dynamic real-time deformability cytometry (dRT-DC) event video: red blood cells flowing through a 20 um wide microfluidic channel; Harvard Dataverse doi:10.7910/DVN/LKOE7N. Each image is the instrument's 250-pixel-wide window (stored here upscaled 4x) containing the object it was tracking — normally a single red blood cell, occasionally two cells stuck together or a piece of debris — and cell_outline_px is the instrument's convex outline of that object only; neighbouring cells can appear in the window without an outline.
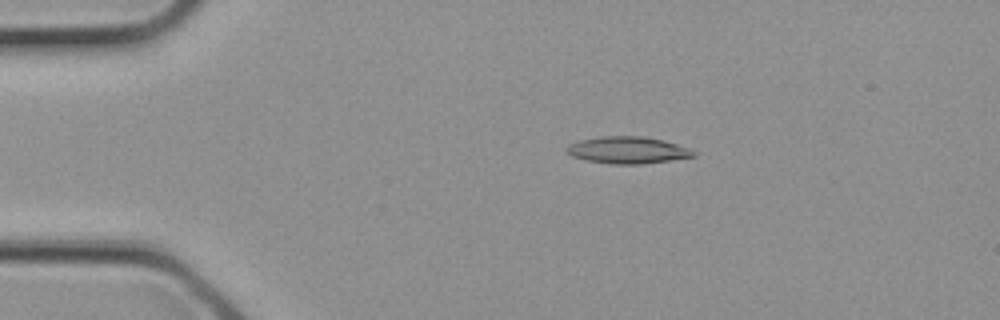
{"species": "common noctule bat (a hibernating species)", "species_latin": "Nyctalus noctula", "temperature_condition": "cold", "stored_images_in_passage": 3, "camera_frame_rate_fps": 3000, "um_per_image_px": 0.085, "animal": {"sex": "female", "body_mass_g": 21.9}, "frame": {"image": 1, "passage_image": 2, "time_ms": 0.333, "image_size_px": [1000, 320], "cell_outline_px": [[696, 156], [640, 164], [608, 164], [584, 160], [572, 156], [564, 148], [568, 144], [580, 140], [600, 136], [644, 136], [664, 140], [688, 148], [696, 152]], "centroid_in_image_um": [53.31, 12.75], "position_along_channel_um": 31.7, "area_um2": 19.94}}